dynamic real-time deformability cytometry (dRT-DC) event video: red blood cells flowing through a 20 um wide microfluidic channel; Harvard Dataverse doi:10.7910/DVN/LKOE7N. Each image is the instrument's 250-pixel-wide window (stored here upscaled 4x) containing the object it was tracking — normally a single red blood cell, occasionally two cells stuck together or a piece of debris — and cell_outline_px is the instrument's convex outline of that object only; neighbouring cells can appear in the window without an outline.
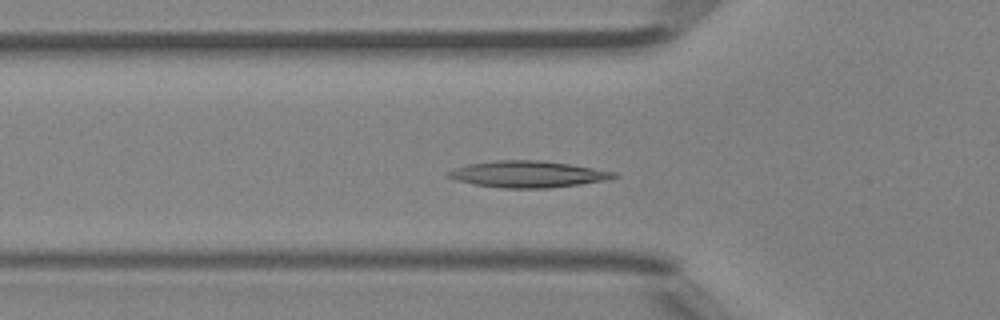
{"species": "Egyptian fruit bat (a non-hibernating species)", "species_latin": "Rousettus aegyptiacus", "temperature_condition": "room temperature", "stored_images_in_passage": 43, "camera_frame_rate_fps": 3000, "um_per_image_px": 0.085, "animal": {"sex": "female"}, "frame": {"image": 1, "passage_image": 13, "time_ms": 4.0, "image_size_px": [1000, 320], "cell_outline_px": [[620, 176], [604, 180], [580, 184], [548, 188], [504, 188], [476, 184], [456, 180], [448, 176], [448, 172], [456, 168], [468, 164], [496, 160], [536, 160], [568, 164], [616, 172]], "centroid_in_image_um": [44.88, 14.8], "position_along_channel_um": 80.9, "area_um2": 25.14}}
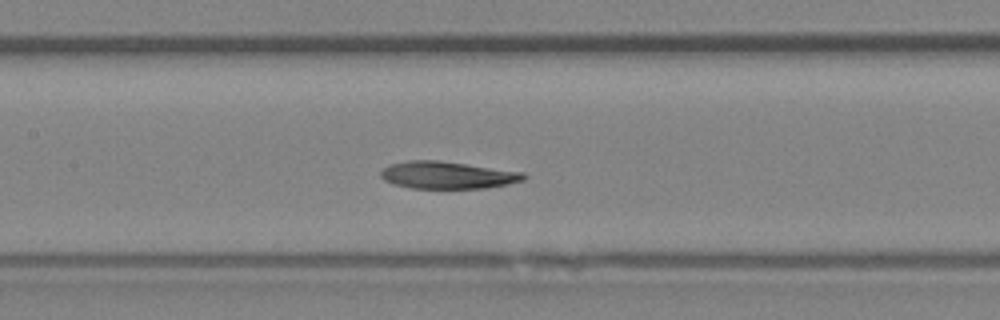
{"frame": {"image": 2, "passage_image": 19, "time_ms": 6.0, "image_size_px": [1000, 320], "cell_outline_px": [[528, 176], [524, 180], [508, 184], [488, 188], [412, 188], [396, 184], [384, 180], [380, 176], [380, 172], [388, 164], [408, 160], [440, 160], [524, 172]], "centroid_in_image_um": [38.05, 14.87], "position_along_channel_um": 169.3, "area_um2": 22.83}}
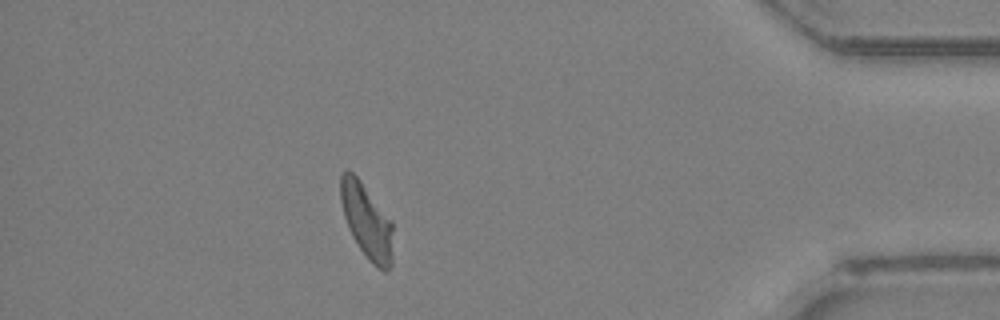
{"frame": {"image": 3, "passage_image": 38, "time_ms": 12.333, "image_size_px": [1000, 320], "cell_outline_px": [[392, 264], [388, 272], [384, 272], [372, 264], [368, 260], [352, 236], [348, 228], [344, 216], [340, 200], [340, 176], [344, 172], [352, 172], [360, 180], [392, 220]], "centroid_in_image_um": [31.18, 18.83], "position_along_channel_um": 404.0, "area_um2": 22.83}, "authors_computed_cell_mechanics": {"area_um2": 23.4668, "velocity_mm_per_s": 4.435, "shape_relaxation_time_tau1_ms": null, "shape_relaxation_time_tau2_ms": 4.1966, "deformation_change_tau1": null, "deformation_change_tau2": 0.1037}}